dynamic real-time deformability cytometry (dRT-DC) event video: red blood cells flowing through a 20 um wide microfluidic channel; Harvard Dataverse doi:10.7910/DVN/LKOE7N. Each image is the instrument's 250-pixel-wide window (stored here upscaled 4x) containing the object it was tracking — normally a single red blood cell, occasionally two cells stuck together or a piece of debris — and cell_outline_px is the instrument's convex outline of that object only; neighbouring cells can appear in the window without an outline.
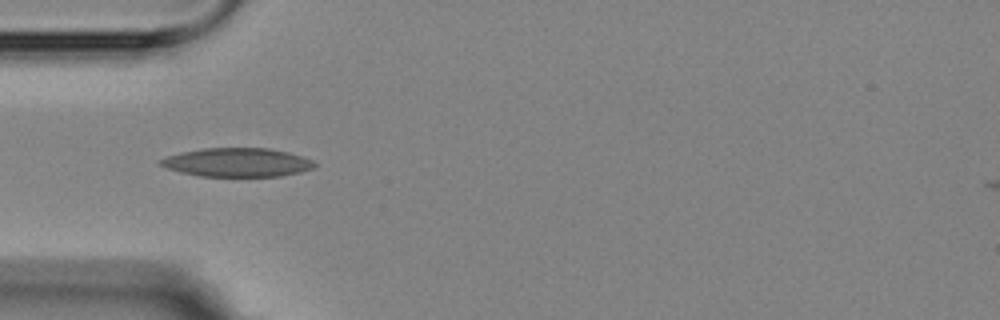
{"species": "Egyptian fruit bat (a non-hibernating species)", "species_latin": "Rousettus aegyptiacus", "temperature_condition": "room temperature", "stored_images_in_passage": 6, "camera_frame_rate_fps": 3000, "um_per_image_px": 0.085, "animal": {"sex": "female"}, "frame": {"image": 1, "passage_image": 4, "time_ms": 3.667, "image_size_px": [1000, 320], "cell_outline_px": [[316, 164], [312, 168], [300, 172], [280, 176], [200, 176], [180, 172], [168, 168], [160, 164], [160, 160], [168, 156], [184, 152], [204, 148], [268, 148], [288, 152], [304, 156], [312, 160]], "centroid_in_image_um": [20.21, 13.8], "position_along_channel_um": 64.8, "area_um2": 25.55}}
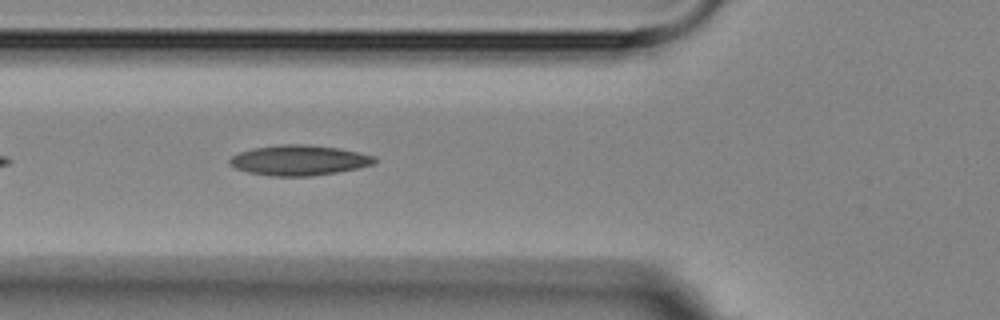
{"frame": {"image": 2, "passage_image": 5, "time_ms": 4.667, "image_size_px": [1000, 320], "cell_outline_px": [[376, 160], [372, 164], [356, 168], [336, 172], [312, 176], [272, 176], [248, 172], [236, 168], [228, 164], [228, 160], [232, 156], [240, 152], [252, 148], [280, 144], [308, 144], [340, 148], [376, 156]], "centroid_in_image_um": [25.39, 13.61], "position_along_channel_um": 100.4, "area_um2": 25.55}}
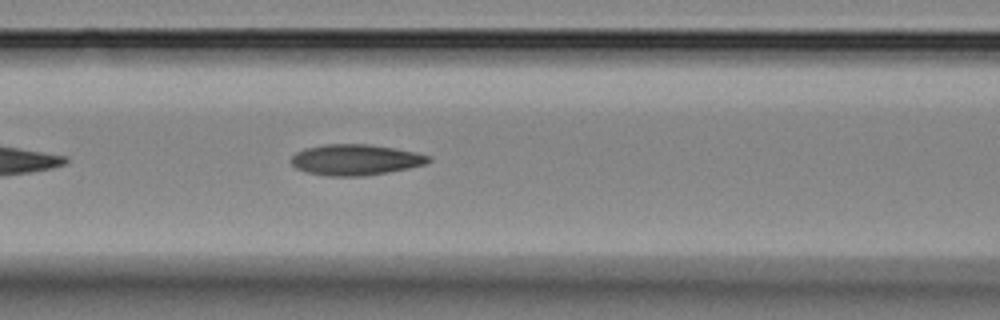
{"frame": {"image": 3, "passage_image": 6, "time_ms": 5.667, "image_size_px": [1000, 320], "cell_outline_px": [[432, 160], [424, 164], [408, 168], [388, 172], [364, 176], [328, 176], [308, 172], [296, 168], [292, 164], [292, 156], [296, 152], [304, 148], [324, 144], [368, 144], [416, 152], [432, 156]], "centroid_in_image_um": [30.22, 13.57], "position_along_channel_um": 136.4, "area_um2": 24.62}}